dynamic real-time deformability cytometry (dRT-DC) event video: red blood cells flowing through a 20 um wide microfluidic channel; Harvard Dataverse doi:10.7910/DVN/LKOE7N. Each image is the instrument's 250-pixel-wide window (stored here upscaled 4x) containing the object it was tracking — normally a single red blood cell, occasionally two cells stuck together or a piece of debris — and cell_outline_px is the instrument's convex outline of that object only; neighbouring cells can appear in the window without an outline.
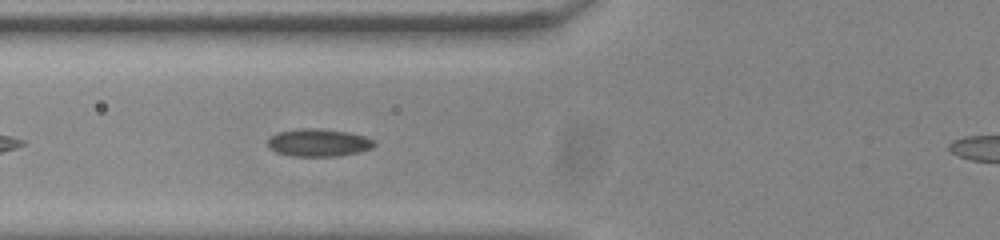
{"species": "common noctule bat (a hibernating species)", "species_latin": "Nyctalus noctula", "temperature_condition": "room temperature", "stored_images_in_passage": 30, "camera_frame_rate_fps": 3000, "um_per_image_px": 0.085, "animal": {"sex": "male", "body_mass_g": 20.0, "forearm_length_mm": 53.3}, "frame": {"image": 1, "passage_image": 4, "time_ms": 1.0, "image_size_px": [1000, 240], "cell_outline_px": [[376, 144], [372, 148], [356, 152], [336, 156], [292, 156], [276, 152], [268, 148], [268, 140], [272, 136], [280, 132], [300, 128], [320, 128], [348, 132], [364, 136], [372, 140]], "centroid_in_image_um": [27.05, 12.12], "position_along_channel_um": 98.7, "area_um2": 16.99}}
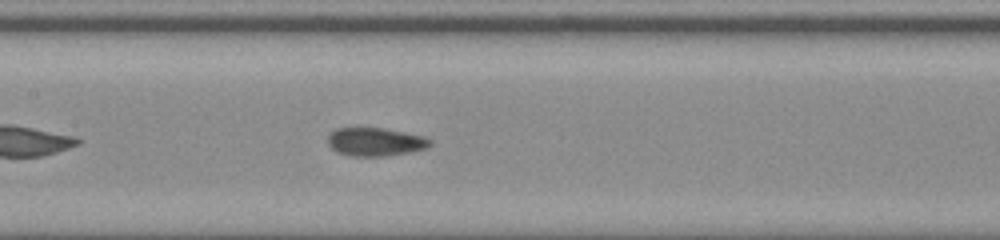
{"frame": {"image": 2, "passage_image": 10, "time_ms": 3.0, "image_size_px": [1000, 240], "cell_outline_px": [[432, 144], [428, 148], [408, 152], [384, 156], [352, 156], [340, 152], [332, 148], [328, 144], [328, 136], [336, 128], [384, 128], [424, 136], [432, 140]], "centroid_in_image_um": [31.94, 12.05], "position_along_channel_um": 175.5, "area_um2": 16.76}}
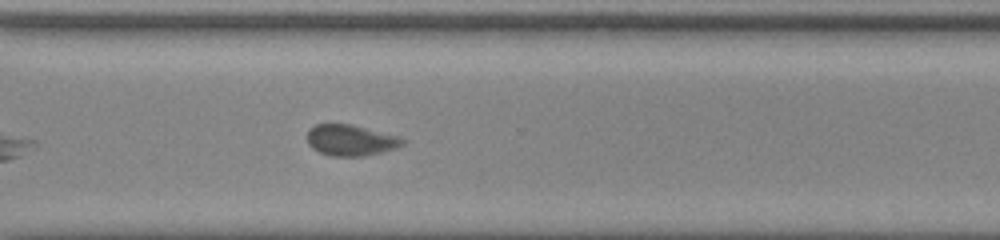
{"frame": {"image": 3, "passage_image": 23, "time_ms": 7.333, "image_size_px": [1000, 240], "cell_outline_px": [[404, 144], [396, 148], [364, 156], [332, 156], [320, 152], [312, 148], [308, 144], [308, 132], [316, 124], [352, 124], [396, 136], [404, 140]], "centroid_in_image_um": [29.79, 11.92], "position_along_channel_um": 340.8, "area_um2": 16.94}, "authors_computed_cell_mechanics": {"area_um2": 17.1088, "velocity_mm_per_s": 3.8207, "shape_relaxation_time_tau1_ms": null, "shape_relaxation_time_tau2_ms": 1.8741, "deformation_change_tau1": null, "deformation_change_tau2": 0.0672}}